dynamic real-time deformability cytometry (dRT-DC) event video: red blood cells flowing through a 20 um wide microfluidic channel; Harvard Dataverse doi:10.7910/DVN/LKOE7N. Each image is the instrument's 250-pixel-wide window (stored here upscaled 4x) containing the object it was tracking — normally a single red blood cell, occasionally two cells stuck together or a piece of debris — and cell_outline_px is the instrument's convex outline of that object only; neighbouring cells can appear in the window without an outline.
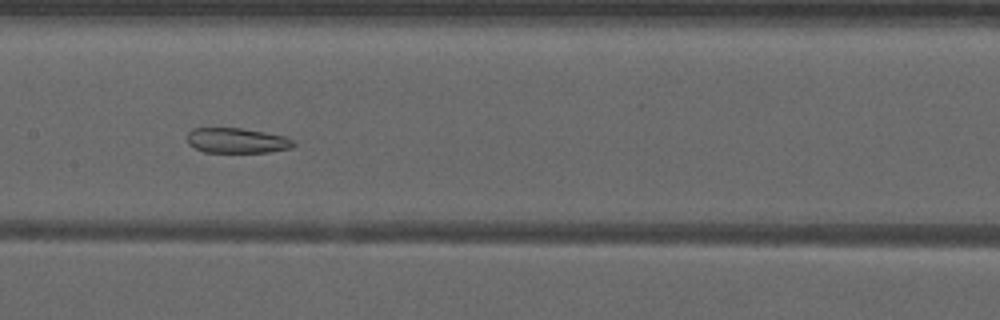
{"species": "common noctule bat (a hibernating species)", "species_latin": "Nyctalus noctula", "temperature_condition": "warm", "stored_images_in_passage": 48, "camera_frame_rate_fps": 3000, "um_per_image_px": 0.085, "animal": {"sex": "male", "forearm_length_mm": 52.5}, "frame": {"image": 1, "passage_image": 23, "time_ms": 7.333, "image_size_px": [1000, 320], "cell_outline_px": [[296, 144], [292, 148], [268, 152], [204, 152], [188, 144], [188, 132], [192, 128], [240, 128], [264, 132], [284, 136], [296, 140]], "centroid_in_image_um": [20.17, 11.95], "position_along_channel_um": 187.2, "area_um2": 15.61}}
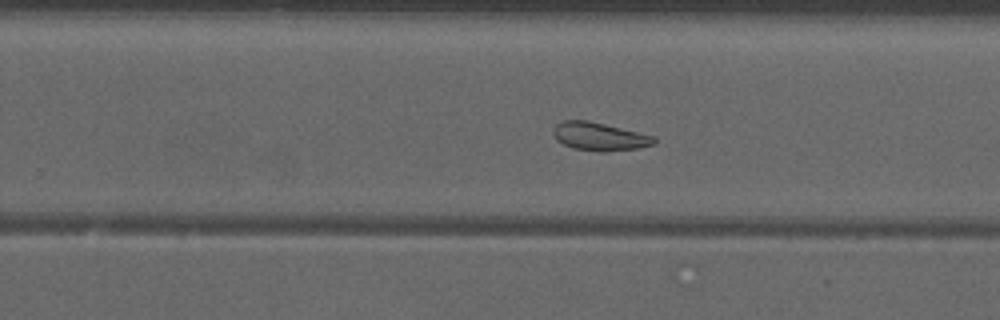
{"frame": {"image": 2, "passage_image": 30, "time_ms": 9.667, "image_size_px": [1000, 320], "cell_outline_px": [[656, 140], [652, 144], [636, 148], [604, 152], [600, 152], [572, 148], [556, 140], [552, 132], [552, 128], [560, 120], [588, 120], [656, 136]], "centroid_in_image_um": [50.9, 11.59], "position_along_channel_um": 278.9, "area_um2": 16.65}}
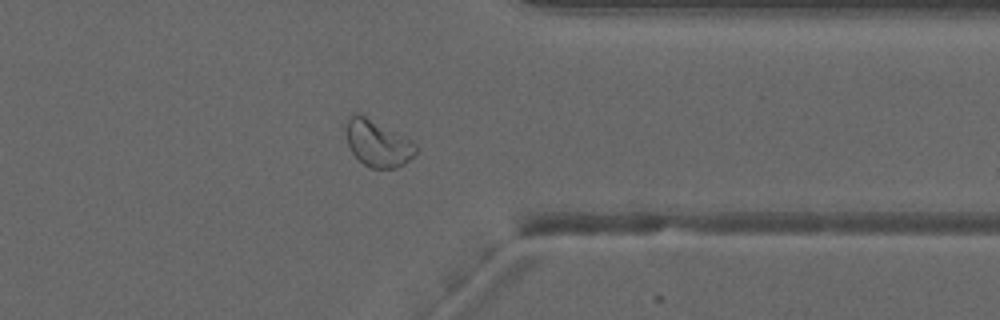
{"frame": {"image": 3, "passage_image": 38, "time_ms": 12.333, "image_size_px": [1000, 320], "cell_outline_px": [[416, 152], [404, 164], [396, 168], [368, 168], [352, 152], [348, 144], [344, 128], [344, 124], [348, 116], [352, 112], [360, 112], [412, 140], [416, 144]], "centroid_in_image_um": [32.05, 12.13], "position_along_channel_um": 379.3, "area_um2": 19.31}, "authors_computed_cell_mechanics": {"area_um2": 20.6346, "velocity_mm_per_s": 3.9418, "shape_relaxation_time_tau1_ms": null, "shape_relaxation_time_tau2_ms": 3.4517, "deformation_change_tau1": null, "deformation_change_tau2": 0.117}}